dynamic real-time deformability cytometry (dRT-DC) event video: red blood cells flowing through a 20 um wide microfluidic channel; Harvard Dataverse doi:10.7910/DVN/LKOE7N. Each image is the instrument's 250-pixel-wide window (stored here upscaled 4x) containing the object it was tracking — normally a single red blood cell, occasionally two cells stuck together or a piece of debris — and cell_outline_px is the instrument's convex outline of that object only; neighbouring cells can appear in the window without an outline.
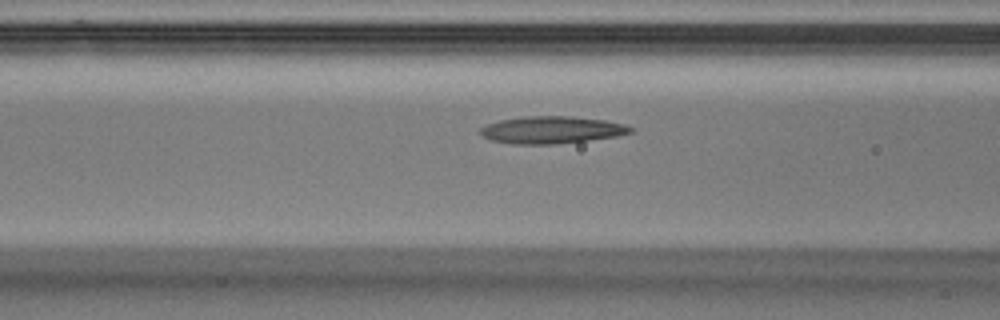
{"species": "Egyptian fruit bat (a non-hibernating species)", "species_latin": "Rousettus aegyptiacus", "temperature_condition": "warm", "stored_images_in_passage": 35, "camera_frame_rate_fps": 3000, "um_per_image_px": 0.085, "animal": {"sex": "male"}, "frame": {"image": 1, "passage_image": 5, "time_ms": 1.333, "image_size_px": [1000, 320], "cell_outline_px": [[632, 132], [616, 136], [588, 140], [552, 144], [512, 144], [492, 140], [480, 136], [480, 128], [488, 124], [500, 120], [520, 116], [572, 116], [604, 120], [624, 124], [632, 128]], "centroid_in_image_um": [46.85, 11.03], "position_along_channel_um": 119.8, "area_um2": 23.76}}
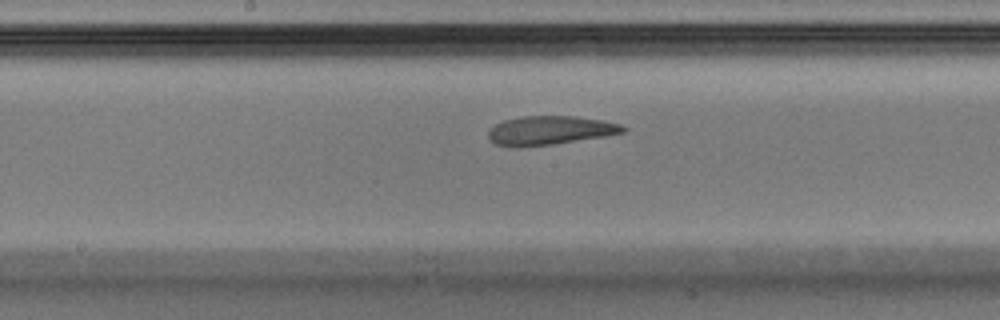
{"frame": {"image": 2, "passage_image": 11, "time_ms": 3.333, "image_size_px": [1000, 320], "cell_outline_px": [[628, 128], [624, 132], [604, 136], [552, 144], [520, 148], [508, 148], [496, 144], [488, 140], [488, 132], [496, 124], [504, 120], [524, 116], [576, 116], [600, 120], [620, 124]], "centroid_in_image_um": [46.69, 11.1], "position_along_channel_um": 201.5, "area_um2": 22.72}}
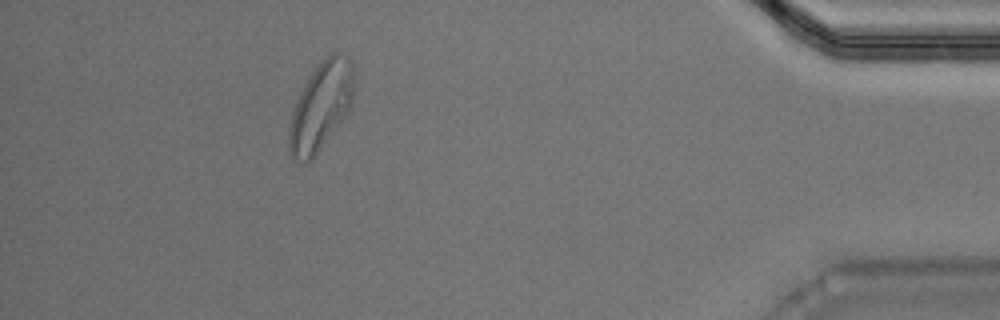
{"frame": {"image": 3, "passage_image": 30, "time_ms": 9.667, "image_size_px": [1000, 320], "cell_outline_px": [[352, 100], [344, 116], [316, 152], [308, 160], [292, 160], [288, 152], [288, 132], [292, 112], [296, 100], [300, 92], [312, 72], [336, 48], [348, 56], [352, 60]], "centroid_in_image_um": [27.24, 8.98], "position_along_channel_um": 408.0, "area_um2": 32.31}, "authors_computed_cell_mechanics": {"area_um2": 24.1026, "velocity_mm_per_s": 4.0773, "shape_relaxation_time_tau1_ms": 5.8464, "shape_relaxation_time_tau2_ms": 3.5073, "deformation_change_tau1": 0.1739, "deformation_change_tau2": 0.1367}}